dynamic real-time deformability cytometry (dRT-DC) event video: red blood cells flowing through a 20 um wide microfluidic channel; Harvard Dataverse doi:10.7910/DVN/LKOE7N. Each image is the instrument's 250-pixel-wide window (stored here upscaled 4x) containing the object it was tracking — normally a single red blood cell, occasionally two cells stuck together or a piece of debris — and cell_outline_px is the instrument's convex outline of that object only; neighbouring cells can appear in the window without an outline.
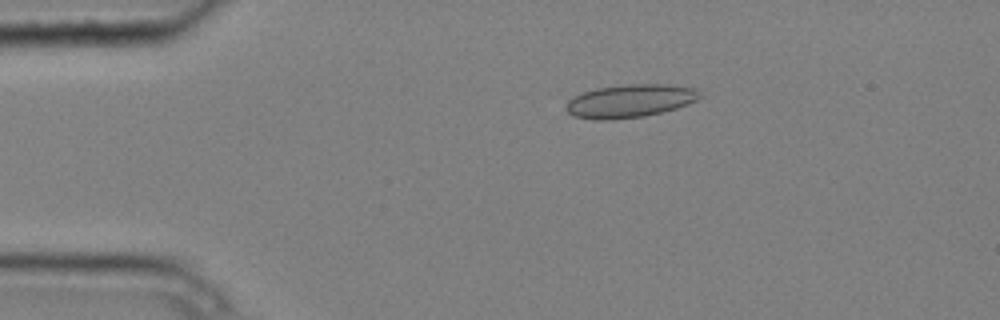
{"species": "common noctule bat (a hibernating species)", "species_latin": "Nyctalus noctula", "temperature_condition": "cold", "stored_images_in_passage": 3, "camera_frame_rate_fps": 3000, "um_per_image_px": 0.085, "animal": {"sex": "male", "body_mass_g": 20.4}, "frame": {"image": 1, "passage_image": 1, "time_ms": 0.0, "image_size_px": [1000, 320], "cell_outline_px": [[704, 96], [688, 104], [676, 108], [644, 116], [612, 120], [596, 120], [572, 116], [564, 108], [568, 100], [572, 96], [596, 88], [628, 84], [668, 84], [696, 88]], "centroid_in_image_um": [53.54, 8.58], "position_along_channel_um": 31.5, "area_um2": 26.07}}
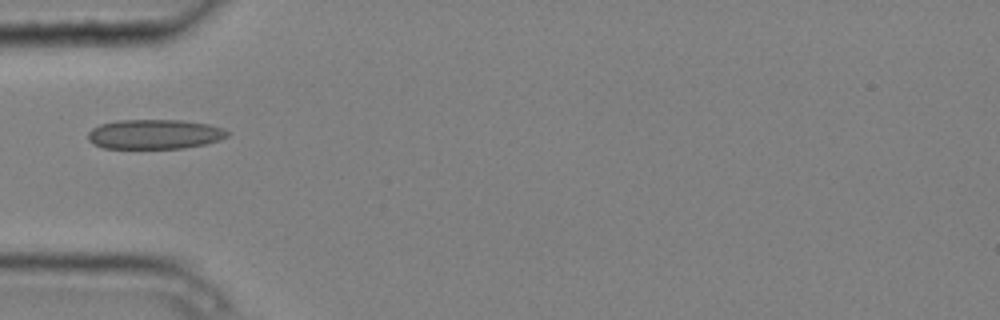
{"frame": {"image": 2, "passage_image": 3, "time_ms": 0.667, "image_size_px": [1000, 320], "cell_outline_px": [[228, 136], [220, 140], [208, 144], [184, 148], [104, 148], [92, 144], [88, 140], [88, 132], [92, 128], [100, 124], [116, 120], [180, 120], [208, 124], [224, 128], [228, 132]], "centroid_in_image_um": [13.14, 11.41], "position_along_channel_um": 71.9, "area_um2": 24.28}}